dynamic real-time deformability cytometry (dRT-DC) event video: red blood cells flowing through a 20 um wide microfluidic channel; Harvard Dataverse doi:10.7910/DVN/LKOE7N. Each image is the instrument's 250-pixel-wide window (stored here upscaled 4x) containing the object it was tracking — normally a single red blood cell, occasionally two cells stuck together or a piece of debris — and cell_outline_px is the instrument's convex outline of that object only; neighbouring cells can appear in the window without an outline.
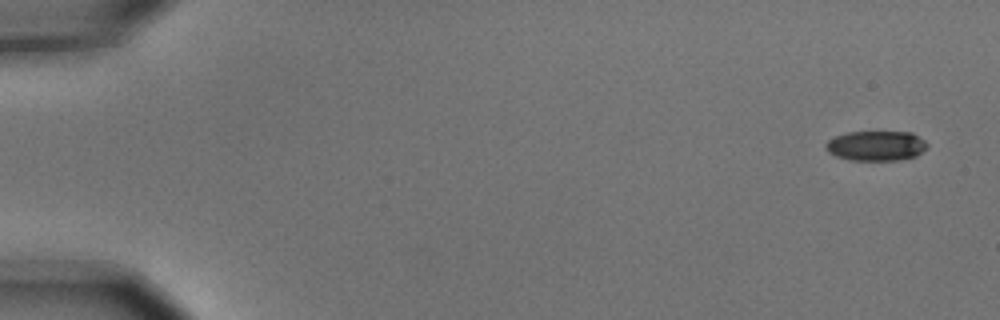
{"species": "common noctule bat (a hibernating species)", "species_latin": "Nyctalus noctula", "temperature_condition": "cold", "stored_images_in_passage": 6, "camera_frame_rate_fps": 3000, "um_per_image_px": 0.085, "animal": {"sex": "male", "body_mass_g": 15.6}, "frame": {"image": 1, "passage_image": 1, "time_ms": 0.0, "image_size_px": [1000, 320], "cell_outline_px": [[928, 148], [916, 156], [896, 160], [848, 160], [836, 156], [828, 152], [824, 148], [824, 144], [828, 140], [836, 136], [848, 132], [912, 132], [924, 140], [928, 144]], "centroid_in_image_um": [74.46, 12.39], "position_along_channel_um": 10.5, "area_um2": 17.8}}
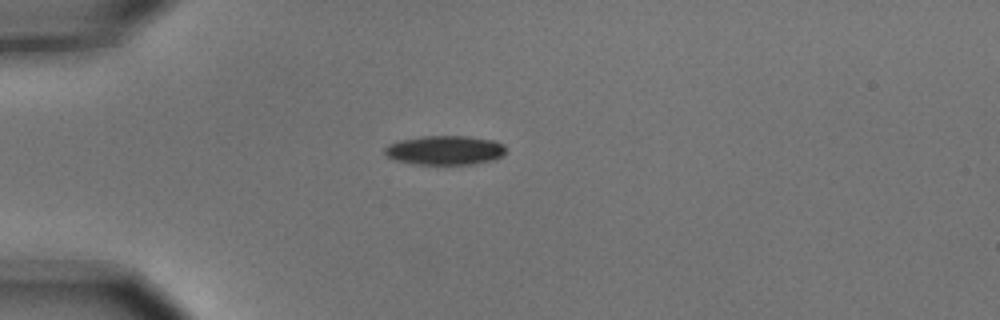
{"frame": {"image": 2, "passage_image": 4, "time_ms": 1.0, "image_size_px": [1000, 320], "cell_outline_px": [[504, 156], [492, 160], [472, 164], [416, 164], [396, 160], [388, 156], [384, 152], [384, 148], [388, 144], [400, 140], [424, 136], [468, 136], [492, 140], [504, 144]], "centroid_in_image_um": [37.82, 12.76], "position_along_channel_um": 47.2, "area_um2": 20.52}}
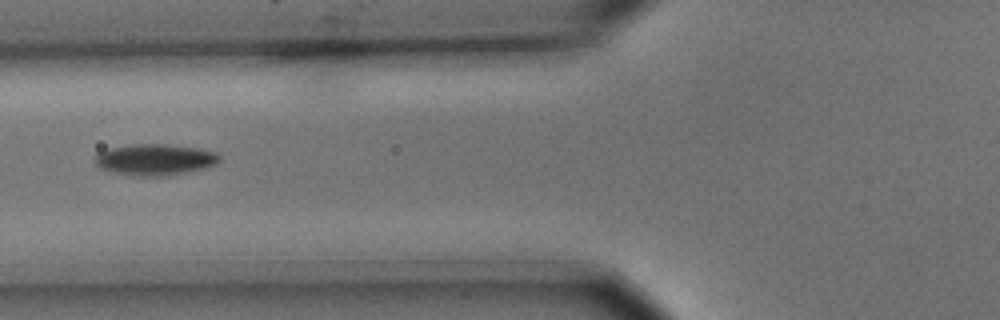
{"frame": {"image": 3, "passage_image": 6, "time_ms": 1.667, "image_size_px": [1000, 320], "cell_outline_px": [[220, 160], [216, 164], [208, 168], [160, 176], [136, 176], [112, 172], [100, 168], [92, 160], [100, 152], [108, 148], [132, 144], [164, 144], [196, 148], [216, 152], [220, 156]], "centroid_in_image_um": [13.15, 13.56], "position_along_channel_um": 112.6, "area_um2": 22.66}}